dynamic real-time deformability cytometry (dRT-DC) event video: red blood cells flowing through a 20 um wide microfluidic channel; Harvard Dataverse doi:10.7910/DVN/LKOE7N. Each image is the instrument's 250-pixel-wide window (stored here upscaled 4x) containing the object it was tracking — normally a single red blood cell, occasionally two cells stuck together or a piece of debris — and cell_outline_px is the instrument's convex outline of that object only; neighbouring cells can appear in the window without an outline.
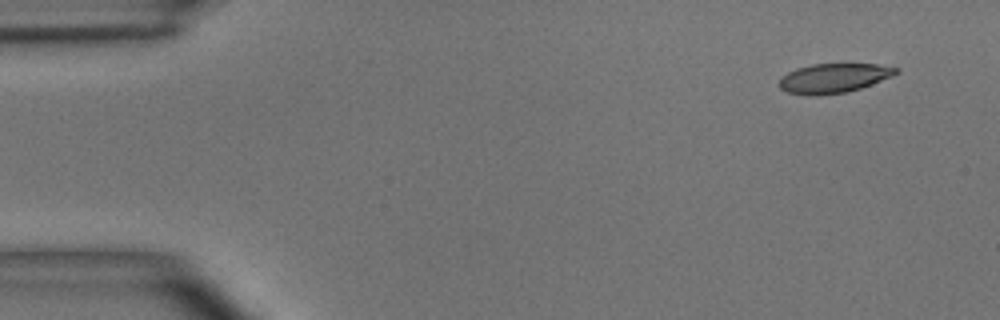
{"species": "common noctule bat (a hibernating species)", "species_latin": "Nyctalus noctula", "temperature_condition": "room temperature", "stored_images_in_passage": 3, "camera_frame_rate_fps": 3000, "um_per_image_px": 0.085, "animal": {"sex": "male", "body_mass_g": 15.6}, "frame": {"image": 1, "passage_image": 1, "time_ms": 0.0, "image_size_px": [1000, 320], "cell_outline_px": [[900, 72], [892, 76], [872, 84], [848, 92], [816, 96], [808, 96], [788, 92], [780, 88], [780, 76], [796, 68], [812, 64], [876, 64], [900, 68]], "centroid_in_image_um": [70.87, 6.64], "position_along_channel_um": 14.1, "area_um2": 20.17}}